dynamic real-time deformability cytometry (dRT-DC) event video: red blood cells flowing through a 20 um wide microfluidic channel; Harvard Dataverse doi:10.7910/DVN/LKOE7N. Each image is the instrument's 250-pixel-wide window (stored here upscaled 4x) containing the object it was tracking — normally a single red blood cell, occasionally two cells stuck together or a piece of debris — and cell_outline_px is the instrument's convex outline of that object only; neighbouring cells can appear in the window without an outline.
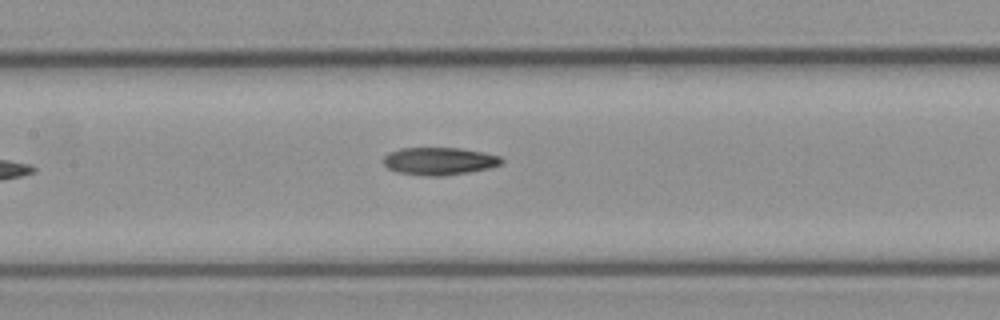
{"species": "common noctule bat (a hibernating species)", "species_latin": "Nyctalus noctula", "temperature_condition": "cold", "stored_images_in_passage": 8, "camera_frame_rate_fps": 3000, "um_per_image_px": 0.085, "animal": {"sex": "female", "body_mass_g": 21.9}, "frame": {"image": 1, "passage_image": 8, "time_ms": 2.333, "image_size_px": [1000, 320], "cell_outline_px": [[504, 164], [488, 168], [468, 172], [444, 176], [424, 176], [396, 172], [388, 168], [384, 164], [384, 156], [400, 148], [460, 148], [500, 156], [504, 160]], "centroid_in_image_um": [37.35, 13.7], "position_along_channel_um": 170.0, "area_um2": 18.96}}